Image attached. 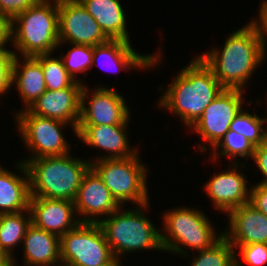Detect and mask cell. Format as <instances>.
I'll return each instance as SVG.
<instances>
[{"mask_svg": "<svg viewBox=\"0 0 267 266\" xmlns=\"http://www.w3.org/2000/svg\"><path fill=\"white\" fill-rule=\"evenodd\" d=\"M196 55L224 88L241 90L250 84L252 75L267 58L259 26L253 19L229 33L223 48L214 46Z\"/></svg>", "mask_w": 267, "mask_h": 266, "instance_id": "obj_1", "label": "cell"}, {"mask_svg": "<svg viewBox=\"0 0 267 266\" xmlns=\"http://www.w3.org/2000/svg\"><path fill=\"white\" fill-rule=\"evenodd\" d=\"M159 98V108L181 119L189 130L201 117L205 108L224 90L212 70L195 56L173 77Z\"/></svg>", "mask_w": 267, "mask_h": 266, "instance_id": "obj_2", "label": "cell"}, {"mask_svg": "<svg viewBox=\"0 0 267 266\" xmlns=\"http://www.w3.org/2000/svg\"><path fill=\"white\" fill-rule=\"evenodd\" d=\"M150 202L141 206H121L99 222L116 260L128 253L145 250L162 251L161 230L148 218ZM147 210V211H146Z\"/></svg>", "mask_w": 267, "mask_h": 266, "instance_id": "obj_3", "label": "cell"}, {"mask_svg": "<svg viewBox=\"0 0 267 266\" xmlns=\"http://www.w3.org/2000/svg\"><path fill=\"white\" fill-rule=\"evenodd\" d=\"M80 158L69 153L26 160L31 197L74 201L83 176L91 167L89 160Z\"/></svg>", "mask_w": 267, "mask_h": 266, "instance_id": "obj_4", "label": "cell"}, {"mask_svg": "<svg viewBox=\"0 0 267 266\" xmlns=\"http://www.w3.org/2000/svg\"><path fill=\"white\" fill-rule=\"evenodd\" d=\"M9 45L18 56L56 52L59 45L58 3L37 1L19 13L9 23Z\"/></svg>", "mask_w": 267, "mask_h": 266, "instance_id": "obj_5", "label": "cell"}, {"mask_svg": "<svg viewBox=\"0 0 267 266\" xmlns=\"http://www.w3.org/2000/svg\"><path fill=\"white\" fill-rule=\"evenodd\" d=\"M162 217L161 228L164 231L161 230V244L164 253L183 257L191 250L210 248L224 235L222 231L218 233L209 217L196 207L169 208Z\"/></svg>", "mask_w": 267, "mask_h": 266, "instance_id": "obj_6", "label": "cell"}, {"mask_svg": "<svg viewBox=\"0 0 267 266\" xmlns=\"http://www.w3.org/2000/svg\"><path fill=\"white\" fill-rule=\"evenodd\" d=\"M140 153L115 159L93 161L91 167L102 178L115 200L125 207L127 203L134 206L147 204L149 191L147 164L142 162Z\"/></svg>", "mask_w": 267, "mask_h": 266, "instance_id": "obj_7", "label": "cell"}, {"mask_svg": "<svg viewBox=\"0 0 267 266\" xmlns=\"http://www.w3.org/2000/svg\"><path fill=\"white\" fill-rule=\"evenodd\" d=\"M13 114L17 125L16 130L29 151L27 158H20L22 162L25 163L28 159L38 157L63 156L71 153L72 146L65 138L63 130L65 127L71 126L73 134L75 133L77 136L76 128L73 125L31 114L27 109L18 110Z\"/></svg>", "mask_w": 267, "mask_h": 266, "instance_id": "obj_8", "label": "cell"}, {"mask_svg": "<svg viewBox=\"0 0 267 266\" xmlns=\"http://www.w3.org/2000/svg\"><path fill=\"white\" fill-rule=\"evenodd\" d=\"M62 265L115 266L114 257L99 223L80 222L60 237Z\"/></svg>", "mask_w": 267, "mask_h": 266, "instance_id": "obj_9", "label": "cell"}, {"mask_svg": "<svg viewBox=\"0 0 267 266\" xmlns=\"http://www.w3.org/2000/svg\"><path fill=\"white\" fill-rule=\"evenodd\" d=\"M245 93V90L241 89L224 88L205 108L201 117L189 129L192 133L199 134L198 136L203 139V143H199V146L195 149L207 153L221 141L229 131L230 124L234 118L244 107L247 100L246 98L244 99ZM206 145H209V148Z\"/></svg>", "mask_w": 267, "mask_h": 266, "instance_id": "obj_10", "label": "cell"}, {"mask_svg": "<svg viewBox=\"0 0 267 266\" xmlns=\"http://www.w3.org/2000/svg\"><path fill=\"white\" fill-rule=\"evenodd\" d=\"M84 83L78 125H120L130 122L131 109L114 87L97 85L90 91L86 81Z\"/></svg>", "mask_w": 267, "mask_h": 266, "instance_id": "obj_11", "label": "cell"}, {"mask_svg": "<svg viewBox=\"0 0 267 266\" xmlns=\"http://www.w3.org/2000/svg\"><path fill=\"white\" fill-rule=\"evenodd\" d=\"M58 35V49L65 43L95 46L110 40L78 0L58 3Z\"/></svg>", "mask_w": 267, "mask_h": 266, "instance_id": "obj_12", "label": "cell"}, {"mask_svg": "<svg viewBox=\"0 0 267 266\" xmlns=\"http://www.w3.org/2000/svg\"><path fill=\"white\" fill-rule=\"evenodd\" d=\"M246 167L247 163L244 162L230 164L227 169L216 172L207 183L205 182L203 189L211 199L214 209L228 214L232 209L249 203V182L242 173Z\"/></svg>", "mask_w": 267, "mask_h": 266, "instance_id": "obj_13", "label": "cell"}, {"mask_svg": "<svg viewBox=\"0 0 267 266\" xmlns=\"http://www.w3.org/2000/svg\"><path fill=\"white\" fill-rule=\"evenodd\" d=\"M163 57L161 48L155 53L142 55V53H137L128 41L109 40L106 43L93 46L92 67L98 65L102 69L107 68L106 70L113 71V74H117L121 70L128 72L127 69H130V71L135 69L146 71L156 67V65L160 66L159 63L163 60Z\"/></svg>", "mask_w": 267, "mask_h": 266, "instance_id": "obj_14", "label": "cell"}, {"mask_svg": "<svg viewBox=\"0 0 267 266\" xmlns=\"http://www.w3.org/2000/svg\"><path fill=\"white\" fill-rule=\"evenodd\" d=\"M74 206L79 221L89 223H99L121 207L92 167L83 176Z\"/></svg>", "mask_w": 267, "mask_h": 266, "instance_id": "obj_15", "label": "cell"}, {"mask_svg": "<svg viewBox=\"0 0 267 266\" xmlns=\"http://www.w3.org/2000/svg\"><path fill=\"white\" fill-rule=\"evenodd\" d=\"M129 123L120 125H77L76 138L86 145L104 150L105 154L92 158L90 163L102 159L127 158L137 154L139 148L131 147L128 139ZM134 148V149H133Z\"/></svg>", "mask_w": 267, "mask_h": 266, "instance_id": "obj_16", "label": "cell"}, {"mask_svg": "<svg viewBox=\"0 0 267 266\" xmlns=\"http://www.w3.org/2000/svg\"><path fill=\"white\" fill-rule=\"evenodd\" d=\"M31 223L61 237L79 223L74 201L31 197Z\"/></svg>", "mask_w": 267, "mask_h": 266, "instance_id": "obj_17", "label": "cell"}, {"mask_svg": "<svg viewBox=\"0 0 267 266\" xmlns=\"http://www.w3.org/2000/svg\"><path fill=\"white\" fill-rule=\"evenodd\" d=\"M223 231L231 245L267 244V216L249 203L232 209Z\"/></svg>", "mask_w": 267, "mask_h": 266, "instance_id": "obj_18", "label": "cell"}, {"mask_svg": "<svg viewBox=\"0 0 267 266\" xmlns=\"http://www.w3.org/2000/svg\"><path fill=\"white\" fill-rule=\"evenodd\" d=\"M82 87L46 90L27 110L31 114L52 118L77 129L80 118Z\"/></svg>", "mask_w": 267, "mask_h": 266, "instance_id": "obj_19", "label": "cell"}, {"mask_svg": "<svg viewBox=\"0 0 267 266\" xmlns=\"http://www.w3.org/2000/svg\"><path fill=\"white\" fill-rule=\"evenodd\" d=\"M18 174L0 165V214L29 210L30 179L26 164L15 162ZM22 175V176H21Z\"/></svg>", "mask_w": 267, "mask_h": 266, "instance_id": "obj_20", "label": "cell"}, {"mask_svg": "<svg viewBox=\"0 0 267 266\" xmlns=\"http://www.w3.org/2000/svg\"><path fill=\"white\" fill-rule=\"evenodd\" d=\"M24 266L62 265L60 237L30 224L22 242Z\"/></svg>", "mask_w": 267, "mask_h": 266, "instance_id": "obj_21", "label": "cell"}, {"mask_svg": "<svg viewBox=\"0 0 267 266\" xmlns=\"http://www.w3.org/2000/svg\"><path fill=\"white\" fill-rule=\"evenodd\" d=\"M12 87L17 89L23 103L20 110L28 109L46 91L42 65L35 56H14Z\"/></svg>", "mask_w": 267, "mask_h": 266, "instance_id": "obj_22", "label": "cell"}, {"mask_svg": "<svg viewBox=\"0 0 267 266\" xmlns=\"http://www.w3.org/2000/svg\"><path fill=\"white\" fill-rule=\"evenodd\" d=\"M110 40L131 42L128 20L120 0H78Z\"/></svg>", "mask_w": 267, "mask_h": 266, "instance_id": "obj_23", "label": "cell"}, {"mask_svg": "<svg viewBox=\"0 0 267 266\" xmlns=\"http://www.w3.org/2000/svg\"><path fill=\"white\" fill-rule=\"evenodd\" d=\"M30 224V210L0 214V249L12 261L16 260L14 251L17 246L22 245L25 232Z\"/></svg>", "mask_w": 267, "mask_h": 266, "instance_id": "obj_24", "label": "cell"}, {"mask_svg": "<svg viewBox=\"0 0 267 266\" xmlns=\"http://www.w3.org/2000/svg\"><path fill=\"white\" fill-rule=\"evenodd\" d=\"M254 149L255 146L247 138L235 131L229 130L221 141L210 150L212 156L209 159L211 158V161L214 163L224 157L229 160L231 158L233 163H239L241 161L238 160V157H241L243 161L245 160L244 163L246 164L247 159L252 158Z\"/></svg>", "mask_w": 267, "mask_h": 266, "instance_id": "obj_25", "label": "cell"}, {"mask_svg": "<svg viewBox=\"0 0 267 266\" xmlns=\"http://www.w3.org/2000/svg\"><path fill=\"white\" fill-rule=\"evenodd\" d=\"M54 54H39L35 56L42 65L46 90L53 91L67 87H83L84 83L75 81L66 71L62 58L60 56L54 57Z\"/></svg>", "mask_w": 267, "mask_h": 266, "instance_id": "obj_26", "label": "cell"}, {"mask_svg": "<svg viewBox=\"0 0 267 266\" xmlns=\"http://www.w3.org/2000/svg\"><path fill=\"white\" fill-rule=\"evenodd\" d=\"M235 251L223 235L210 248L195 251L196 254L191 251V255H185L183 258L192 259L190 266H235Z\"/></svg>", "mask_w": 267, "mask_h": 266, "instance_id": "obj_27", "label": "cell"}, {"mask_svg": "<svg viewBox=\"0 0 267 266\" xmlns=\"http://www.w3.org/2000/svg\"><path fill=\"white\" fill-rule=\"evenodd\" d=\"M245 109L246 108L243 107L242 110L237 114L230 124L229 130L243 135L256 147L265 143L264 118L256 114V108L253 109L254 114Z\"/></svg>", "mask_w": 267, "mask_h": 266, "instance_id": "obj_28", "label": "cell"}, {"mask_svg": "<svg viewBox=\"0 0 267 266\" xmlns=\"http://www.w3.org/2000/svg\"><path fill=\"white\" fill-rule=\"evenodd\" d=\"M69 45L71 46L68 52L59 56L64 62L66 71L72 78L83 83L84 80L78 77V73L87 76L88 71L92 70L93 46L72 43Z\"/></svg>", "mask_w": 267, "mask_h": 266, "instance_id": "obj_29", "label": "cell"}, {"mask_svg": "<svg viewBox=\"0 0 267 266\" xmlns=\"http://www.w3.org/2000/svg\"><path fill=\"white\" fill-rule=\"evenodd\" d=\"M232 246L235 248V250L238 248L237 252L235 251V266H265L267 264L266 243H252L247 245ZM238 257L241 258L239 259Z\"/></svg>", "mask_w": 267, "mask_h": 266, "instance_id": "obj_30", "label": "cell"}, {"mask_svg": "<svg viewBox=\"0 0 267 266\" xmlns=\"http://www.w3.org/2000/svg\"><path fill=\"white\" fill-rule=\"evenodd\" d=\"M5 45L0 49V99L12 90V67L14 61L13 49Z\"/></svg>", "mask_w": 267, "mask_h": 266, "instance_id": "obj_31", "label": "cell"}, {"mask_svg": "<svg viewBox=\"0 0 267 266\" xmlns=\"http://www.w3.org/2000/svg\"><path fill=\"white\" fill-rule=\"evenodd\" d=\"M38 0H0V16L10 23L19 13L33 6Z\"/></svg>", "mask_w": 267, "mask_h": 266, "instance_id": "obj_32", "label": "cell"}, {"mask_svg": "<svg viewBox=\"0 0 267 266\" xmlns=\"http://www.w3.org/2000/svg\"><path fill=\"white\" fill-rule=\"evenodd\" d=\"M249 204L256 210L267 216V186L262 184H252L250 186Z\"/></svg>", "mask_w": 267, "mask_h": 266, "instance_id": "obj_33", "label": "cell"}, {"mask_svg": "<svg viewBox=\"0 0 267 266\" xmlns=\"http://www.w3.org/2000/svg\"><path fill=\"white\" fill-rule=\"evenodd\" d=\"M255 163L258 171H260L263 175V179H260L261 182H257V184H262L267 186V143L260 144L256 146L252 155L251 160Z\"/></svg>", "mask_w": 267, "mask_h": 266, "instance_id": "obj_34", "label": "cell"}, {"mask_svg": "<svg viewBox=\"0 0 267 266\" xmlns=\"http://www.w3.org/2000/svg\"><path fill=\"white\" fill-rule=\"evenodd\" d=\"M258 17L253 18L256 24L259 26L262 40L264 43V48L267 54V0H263L259 3Z\"/></svg>", "mask_w": 267, "mask_h": 266, "instance_id": "obj_35", "label": "cell"}, {"mask_svg": "<svg viewBox=\"0 0 267 266\" xmlns=\"http://www.w3.org/2000/svg\"><path fill=\"white\" fill-rule=\"evenodd\" d=\"M9 43V23L0 16V49Z\"/></svg>", "mask_w": 267, "mask_h": 266, "instance_id": "obj_36", "label": "cell"}, {"mask_svg": "<svg viewBox=\"0 0 267 266\" xmlns=\"http://www.w3.org/2000/svg\"><path fill=\"white\" fill-rule=\"evenodd\" d=\"M12 260H0V266H10Z\"/></svg>", "mask_w": 267, "mask_h": 266, "instance_id": "obj_37", "label": "cell"}, {"mask_svg": "<svg viewBox=\"0 0 267 266\" xmlns=\"http://www.w3.org/2000/svg\"><path fill=\"white\" fill-rule=\"evenodd\" d=\"M266 99H265V101H267ZM266 104H267V102H266ZM264 124H267V118L266 117H264ZM264 129H265V142L267 143V126L266 125H265Z\"/></svg>", "mask_w": 267, "mask_h": 266, "instance_id": "obj_38", "label": "cell"}, {"mask_svg": "<svg viewBox=\"0 0 267 266\" xmlns=\"http://www.w3.org/2000/svg\"><path fill=\"white\" fill-rule=\"evenodd\" d=\"M0 260H11L9 257H7L4 252L0 249Z\"/></svg>", "mask_w": 267, "mask_h": 266, "instance_id": "obj_39", "label": "cell"}, {"mask_svg": "<svg viewBox=\"0 0 267 266\" xmlns=\"http://www.w3.org/2000/svg\"><path fill=\"white\" fill-rule=\"evenodd\" d=\"M38 1H47V2L60 3V2H64V1H75V0H38Z\"/></svg>", "mask_w": 267, "mask_h": 266, "instance_id": "obj_40", "label": "cell"}, {"mask_svg": "<svg viewBox=\"0 0 267 266\" xmlns=\"http://www.w3.org/2000/svg\"><path fill=\"white\" fill-rule=\"evenodd\" d=\"M10 266H18V265L16 264V261H12V263L10 264Z\"/></svg>", "mask_w": 267, "mask_h": 266, "instance_id": "obj_41", "label": "cell"}, {"mask_svg": "<svg viewBox=\"0 0 267 266\" xmlns=\"http://www.w3.org/2000/svg\"><path fill=\"white\" fill-rule=\"evenodd\" d=\"M115 266H123V263L118 262Z\"/></svg>", "mask_w": 267, "mask_h": 266, "instance_id": "obj_42", "label": "cell"}]
</instances>
